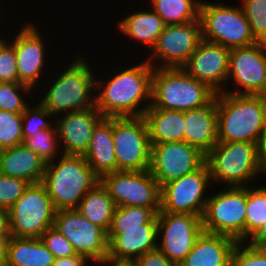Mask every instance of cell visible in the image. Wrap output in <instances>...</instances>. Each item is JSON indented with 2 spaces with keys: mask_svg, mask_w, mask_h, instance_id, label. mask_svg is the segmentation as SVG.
Masks as SVG:
<instances>
[{
  "mask_svg": "<svg viewBox=\"0 0 266 266\" xmlns=\"http://www.w3.org/2000/svg\"><path fill=\"white\" fill-rule=\"evenodd\" d=\"M140 61L106 79L96 73L95 106L103 117H142L150 107L154 67L146 59Z\"/></svg>",
  "mask_w": 266,
  "mask_h": 266,
  "instance_id": "1",
  "label": "cell"
},
{
  "mask_svg": "<svg viewBox=\"0 0 266 266\" xmlns=\"http://www.w3.org/2000/svg\"><path fill=\"white\" fill-rule=\"evenodd\" d=\"M83 55L76 53L77 57L64 65L63 71L57 69L59 74L49 73L51 80H45L48 87L41 85L45 93L39 96V102L54 116L95 106L96 72Z\"/></svg>",
  "mask_w": 266,
  "mask_h": 266,
  "instance_id": "2",
  "label": "cell"
},
{
  "mask_svg": "<svg viewBox=\"0 0 266 266\" xmlns=\"http://www.w3.org/2000/svg\"><path fill=\"white\" fill-rule=\"evenodd\" d=\"M266 127V96L217 93L218 142L257 143Z\"/></svg>",
  "mask_w": 266,
  "mask_h": 266,
  "instance_id": "3",
  "label": "cell"
},
{
  "mask_svg": "<svg viewBox=\"0 0 266 266\" xmlns=\"http://www.w3.org/2000/svg\"><path fill=\"white\" fill-rule=\"evenodd\" d=\"M99 181L84 156L62 154L46 164L41 183L58 211L77 209L82 198Z\"/></svg>",
  "mask_w": 266,
  "mask_h": 266,
  "instance_id": "4",
  "label": "cell"
},
{
  "mask_svg": "<svg viewBox=\"0 0 266 266\" xmlns=\"http://www.w3.org/2000/svg\"><path fill=\"white\" fill-rule=\"evenodd\" d=\"M216 92L183 68H154L151 104L154 108L188 111L208 105Z\"/></svg>",
  "mask_w": 266,
  "mask_h": 266,
  "instance_id": "5",
  "label": "cell"
},
{
  "mask_svg": "<svg viewBox=\"0 0 266 266\" xmlns=\"http://www.w3.org/2000/svg\"><path fill=\"white\" fill-rule=\"evenodd\" d=\"M212 184L252 186L263 175L257 144L251 142H218L207 154Z\"/></svg>",
  "mask_w": 266,
  "mask_h": 266,
  "instance_id": "6",
  "label": "cell"
},
{
  "mask_svg": "<svg viewBox=\"0 0 266 266\" xmlns=\"http://www.w3.org/2000/svg\"><path fill=\"white\" fill-rule=\"evenodd\" d=\"M222 2L201 1L200 21L202 39L233 49L258 41L253 36L244 11L239 6Z\"/></svg>",
  "mask_w": 266,
  "mask_h": 266,
  "instance_id": "7",
  "label": "cell"
},
{
  "mask_svg": "<svg viewBox=\"0 0 266 266\" xmlns=\"http://www.w3.org/2000/svg\"><path fill=\"white\" fill-rule=\"evenodd\" d=\"M221 190L209 195L201 218L203 231L245 242L247 186H224Z\"/></svg>",
  "mask_w": 266,
  "mask_h": 266,
  "instance_id": "8",
  "label": "cell"
},
{
  "mask_svg": "<svg viewBox=\"0 0 266 266\" xmlns=\"http://www.w3.org/2000/svg\"><path fill=\"white\" fill-rule=\"evenodd\" d=\"M8 211L13 237L41 238L54 226L56 210L41 182L30 184Z\"/></svg>",
  "mask_w": 266,
  "mask_h": 266,
  "instance_id": "9",
  "label": "cell"
},
{
  "mask_svg": "<svg viewBox=\"0 0 266 266\" xmlns=\"http://www.w3.org/2000/svg\"><path fill=\"white\" fill-rule=\"evenodd\" d=\"M117 171H145L151 165V144L145 118H113Z\"/></svg>",
  "mask_w": 266,
  "mask_h": 266,
  "instance_id": "10",
  "label": "cell"
},
{
  "mask_svg": "<svg viewBox=\"0 0 266 266\" xmlns=\"http://www.w3.org/2000/svg\"><path fill=\"white\" fill-rule=\"evenodd\" d=\"M209 185L213 184L205 162L196 171L161 186L160 211L202 217L209 198L207 191L211 189Z\"/></svg>",
  "mask_w": 266,
  "mask_h": 266,
  "instance_id": "11",
  "label": "cell"
},
{
  "mask_svg": "<svg viewBox=\"0 0 266 266\" xmlns=\"http://www.w3.org/2000/svg\"><path fill=\"white\" fill-rule=\"evenodd\" d=\"M232 82L229 94L266 96V43L257 42L233 48L229 55L227 85Z\"/></svg>",
  "mask_w": 266,
  "mask_h": 266,
  "instance_id": "12",
  "label": "cell"
},
{
  "mask_svg": "<svg viewBox=\"0 0 266 266\" xmlns=\"http://www.w3.org/2000/svg\"><path fill=\"white\" fill-rule=\"evenodd\" d=\"M201 41L200 20L166 25L146 60L154 68H183Z\"/></svg>",
  "mask_w": 266,
  "mask_h": 266,
  "instance_id": "13",
  "label": "cell"
},
{
  "mask_svg": "<svg viewBox=\"0 0 266 266\" xmlns=\"http://www.w3.org/2000/svg\"><path fill=\"white\" fill-rule=\"evenodd\" d=\"M54 227L70 241L78 255L95 263L93 266L107 263V233L83 217L77 209L56 211Z\"/></svg>",
  "mask_w": 266,
  "mask_h": 266,
  "instance_id": "14",
  "label": "cell"
},
{
  "mask_svg": "<svg viewBox=\"0 0 266 266\" xmlns=\"http://www.w3.org/2000/svg\"><path fill=\"white\" fill-rule=\"evenodd\" d=\"M100 181L108 189L116 207L160 208L161 187L150 170L115 171Z\"/></svg>",
  "mask_w": 266,
  "mask_h": 266,
  "instance_id": "15",
  "label": "cell"
},
{
  "mask_svg": "<svg viewBox=\"0 0 266 266\" xmlns=\"http://www.w3.org/2000/svg\"><path fill=\"white\" fill-rule=\"evenodd\" d=\"M201 216L159 211L158 248L170 260L180 264L203 232Z\"/></svg>",
  "mask_w": 266,
  "mask_h": 266,
  "instance_id": "16",
  "label": "cell"
},
{
  "mask_svg": "<svg viewBox=\"0 0 266 266\" xmlns=\"http://www.w3.org/2000/svg\"><path fill=\"white\" fill-rule=\"evenodd\" d=\"M38 27L31 20L30 23L26 21L17 32L14 31L15 36L10 33L12 38H9L8 41L14 46L19 81L40 91L37 86L42 85L41 80L44 81L41 77L44 75L43 78H45V64L47 65L49 62L46 58H50V56L47 55V44L41 34L43 32Z\"/></svg>",
  "mask_w": 266,
  "mask_h": 266,
  "instance_id": "17",
  "label": "cell"
},
{
  "mask_svg": "<svg viewBox=\"0 0 266 266\" xmlns=\"http://www.w3.org/2000/svg\"><path fill=\"white\" fill-rule=\"evenodd\" d=\"M206 155L185 141L151 144L150 171L160 187L199 169Z\"/></svg>",
  "mask_w": 266,
  "mask_h": 266,
  "instance_id": "18",
  "label": "cell"
},
{
  "mask_svg": "<svg viewBox=\"0 0 266 266\" xmlns=\"http://www.w3.org/2000/svg\"><path fill=\"white\" fill-rule=\"evenodd\" d=\"M107 263L131 265L146 252L158 248V224L110 227Z\"/></svg>",
  "mask_w": 266,
  "mask_h": 266,
  "instance_id": "19",
  "label": "cell"
},
{
  "mask_svg": "<svg viewBox=\"0 0 266 266\" xmlns=\"http://www.w3.org/2000/svg\"><path fill=\"white\" fill-rule=\"evenodd\" d=\"M230 51L225 46L202 39L183 69L216 93L224 92L228 88Z\"/></svg>",
  "mask_w": 266,
  "mask_h": 266,
  "instance_id": "20",
  "label": "cell"
},
{
  "mask_svg": "<svg viewBox=\"0 0 266 266\" xmlns=\"http://www.w3.org/2000/svg\"><path fill=\"white\" fill-rule=\"evenodd\" d=\"M102 117L96 106L56 116L55 125L62 154L84 156L90 144L94 126Z\"/></svg>",
  "mask_w": 266,
  "mask_h": 266,
  "instance_id": "21",
  "label": "cell"
},
{
  "mask_svg": "<svg viewBox=\"0 0 266 266\" xmlns=\"http://www.w3.org/2000/svg\"><path fill=\"white\" fill-rule=\"evenodd\" d=\"M184 141L205 155L218 143L217 94L208 104L184 111Z\"/></svg>",
  "mask_w": 266,
  "mask_h": 266,
  "instance_id": "22",
  "label": "cell"
},
{
  "mask_svg": "<svg viewBox=\"0 0 266 266\" xmlns=\"http://www.w3.org/2000/svg\"><path fill=\"white\" fill-rule=\"evenodd\" d=\"M237 243L231 237L203 231L179 266H231L232 252Z\"/></svg>",
  "mask_w": 266,
  "mask_h": 266,
  "instance_id": "23",
  "label": "cell"
},
{
  "mask_svg": "<svg viewBox=\"0 0 266 266\" xmlns=\"http://www.w3.org/2000/svg\"><path fill=\"white\" fill-rule=\"evenodd\" d=\"M143 10L133 11L130 14H126V17H121V20L117 21L115 25L121 35L136 44H142L147 46V51L151 53L152 49L156 45L158 37L164 30L166 24L162 17L157 14L150 6H147ZM120 30V31H119ZM135 40V41H134ZM135 42H137L135 44Z\"/></svg>",
  "mask_w": 266,
  "mask_h": 266,
  "instance_id": "24",
  "label": "cell"
},
{
  "mask_svg": "<svg viewBox=\"0 0 266 266\" xmlns=\"http://www.w3.org/2000/svg\"><path fill=\"white\" fill-rule=\"evenodd\" d=\"M84 157L100 179L108 173L117 171L113 141V118L102 117L94 126V132Z\"/></svg>",
  "mask_w": 266,
  "mask_h": 266,
  "instance_id": "25",
  "label": "cell"
},
{
  "mask_svg": "<svg viewBox=\"0 0 266 266\" xmlns=\"http://www.w3.org/2000/svg\"><path fill=\"white\" fill-rule=\"evenodd\" d=\"M45 169V161L24 144L4 149L1 152L0 174L35 184L42 181Z\"/></svg>",
  "mask_w": 266,
  "mask_h": 266,
  "instance_id": "26",
  "label": "cell"
},
{
  "mask_svg": "<svg viewBox=\"0 0 266 266\" xmlns=\"http://www.w3.org/2000/svg\"><path fill=\"white\" fill-rule=\"evenodd\" d=\"M143 117L148 126L150 144L184 141V111L150 106Z\"/></svg>",
  "mask_w": 266,
  "mask_h": 266,
  "instance_id": "27",
  "label": "cell"
},
{
  "mask_svg": "<svg viewBox=\"0 0 266 266\" xmlns=\"http://www.w3.org/2000/svg\"><path fill=\"white\" fill-rule=\"evenodd\" d=\"M54 255L40 238L11 236L7 245L6 264L9 266H52Z\"/></svg>",
  "mask_w": 266,
  "mask_h": 266,
  "instance_id": "28",
  "label": "cell"
},
{
  "mask_svg": "<svg viewBox=\"0 0 266 266\" xmlns=\"http://www.w3.org/2000/svg\"><path fill=\"white\" fill-rule=\"evenodd\" d=\"M115 209L116 204L101 181L86 193L77 208L83 217L106 233L110 230Z\"/></svg>",
  "mask_w": 266,
  "mask_h": 266,
  "instance_id": "29",
  "label": "cell"
},
{
  "mask_svg": "<svg viewBox=\"0 0 266 266\" xmlns=\"http://www.w3.org/2000/svg\"><path fill=\"white\" fill-rule=\"evenodd\" d=\"M148 4L166 25L200 20L201 0H148L146 5Z\"/></svg>",
  "mask_w": 266,
  "mask_h": 266,
  "instance_id": "30",
  "label": "cell"
},
{
  "mask_svg": "<svg viewBox=\"0 0 266 266\" xmlns=\"http://www.w3.org/2000/svg\"><path fill=\"white\" fill-rule=\"evenodd\" d=\"M264 185V186H263ZM247 186L245 213V242L248 241L266 221V185Z\"/></svg>",
  "mask_w": 266,
  "mask_h": 266,
  "instance_id": "31",
  "label": "cell"
},
{
  "mask_svg": "<svg viewBox=\"0 0 266 266\" xmlns=\"http://www.w3.org/2000/svg\"><path fill=\"white\" fill-rule=\"evenodd\" d=\"M34 92L36 93L32 87L24 83L0 82V110L23 113L30 102H33Z\"/></svg>",
  "mask_w": 266,
  "mask_h": 266,
  "instance_id": "32",
  "label": "cell"
},
{
  "mask_svg": "<svg viewBox=\"0 0 266 266\" xmlns=\"http://www.w3.org/2000/svg\"><path fill=\"white\" fill-rule=\"evenodd\" d=\"M22 144L37 153L46 164L62 155L55 124L50 129H44L29 138H23Z\"/></svg>",
  "mask_w": 266,
  "mask_h": 266,
  "instance_id": "33",
  "label": "cell"
},
{
  "mask_svg": "<svg viewBox=\"0 0 266 266\" xmlns=\"http://www.w3.org/2000/svg\"><path fill=\"white\" fill-rule=\"evenodd\" d=\"M160 208L142 206L116 207L111 227H132L140 224H158L157 214Z\"/></svg>",
  "mask_w": 266,
  "mask_h": 266,
  "instance_id": "34",
  "label": "cell"
},
{
  "mask_svg": "<svg viewBox=\"0 0 266 266\" xmlns=\"http://www.w3.org/2000/svg\"><path fill=\"white\" fill-rule=\"evenodd\" d=\"M53 119H55V116L38 100L36 103L34 102V104L32 102L22 113L23 137L29 138L36 132L50 129L55 124V120Z\"/></svg>",
  "mask_w": 266,
  "mask_h": 266,
  "instance_id": "35",
  "label": "cell"
},
{
  "mask_svg": "<svg viewBox=\"0 0 266 266\" xmlns=\"http://www.w3.org/2000/svg\"><path fill=\"white\" fill-rule=\"evenodd\" d=\"M22 113L0 110V148H12L23 143Z\"/></svg>",
  "mask_w": 266,
  "mask_h": 266,
  "instance_id": "36",
  "label": "cell"
},
{
  "mask_svg": "<svg viewBox=\"0 0 266 266\" xmlns=\"http://www.w3.org/2000/svg\"><path fill=\"white\" fill-rule=\"evenodd\" d=\"M250 29L259 42L266 43V0H239Z\"/></svg>",
  "mask_w": 266,
  "mask_h": 266,
  "instance_id": "37",
  "label": "cell"
},
{
  "mask_svg": "<svg viewBox=\"0 0 266 266\" xmlns=\"http://www.w3.org/2000/svg\"><path fill=\"white\" fill-rule=\"evenodd\" d=\"M29 185L26 180L0 174V209L9 210Z\"/></svg>",
  "mask_w": 266,
  "mask_h": 266,
  "instance_id": "38",
  "label": "cell"
},
{
  "mask_svg": "<svg viewBox=\"0 0 266 266\" xmlns=\"http://www.w3.org/2000/svg\"><path fill=\"white\" fill-rule=\"evenodd\" d=\"M55 259L77 255L73 245L56 227H49L40 238Z\"/></svg>",
  "mask_w": 266,
  "mask_h": 266,
  "instance_id": "39",
  "label": "cell"
},
{
  "mask_svg": "<svg viewBox=\"0 0 266 266\" xmlns=\"http://www.w3.org/2000/svg\"><path fill=\"white\" fill-rule=\"evenodd\" d=\"M231 266H266V256L248 242H238L232 252Z\"/></svg>",
  "mask_w": 266,
  "mask_h": 266,
  "instance_id": "40",
  "label": "cell"
},
{
  "mask_svg": "<svg viewBox=\"0 0 266 266\" xmlns=\"http://www.w3.org/2000/svg\"><path fill=\"white\" fill-rule=\"evenodd\" d=\"M0 82L21 83L14 46L8 40L0 47Z\"/></svg>",
  "mask_w": 266,
  "mask_h": 266,
  "instance_id": "41",
  "label": "cell"
},
{
  "mask_svg": "<svg viewBox=\"0 0 266 266\" xmlns=\"http://www.w3.org/2000/svg\"><path fill=\"white\" fill-rule=\"evenodd\" d=\"M131 266H179V264L170 261L159 248H156L141 255Z\"/></svg>",
  "mask_w": 266,
  "mask_h": 266,
  "instance_id": "42",
  "label": "cell"
},
{
  "mask_svg": "<svg viewBox=\"0 0 266 266\" xmlns=\"http://www.w3.org/2000/svg\"><path fill=\"white\" fill-rule=\"evenodd\" d=\"M90 263L92 262L88 258L77 254L70 257L57 258L52 266H89L87 264Z\"/></svg>",
  "mask_w": 266,
  "mask_h": 266,
  "instance_id": "43",
  "label": "cell"
},
{
  "mask_svg": "<svg viewBox=\"0 0 266 266\" xmlns=\"http://www.w3.org/2000/svg\"><path fill=\"white\" fill-rule=\"evenodd\" d=\"M257 154L259 163L263 172V176L266 175V127L261 132L257 141Z\"/></svg>",
  "mask_w": 266,
  "mask_h": 266,
  "instance_id": "44",
  "label": "cell"
},
{
  "mask_svg": "<svg viewBox=\"0 0 266 266\" xmlns=\"http://www.w3.org/2000/svg\"><path fill=\"white\" fill-rule=\"evenodd\" d=\"M0 236H11L9 211L0 209Z\"/></svg>",
  "mask_w": 266,
  "mask_h": 266,
  "instance_id": "45",
  "label": "cell"
},
{
  "mask_svg": "<svg viewBox=\"0 0 266 266\" xmlns=\"http://www.w3.org/2000/svg\"><path fill=\"white\" fill-rule=\"evenodd\" d=\"M11 236H0V265L6 263L7 245Z\"/></svg>",
  "mask_w": 266,
  "mask_h": 266,
  "instance_id": "46",
  "label": "cell"
},
{
  "mask_svg": "<svg viewBox=\"0 0 266 266\" xmlns=\"http://www.w3.org/2000/svg\"><path fill=\"white\" fill-rule=\"evenodd\" d=\"M247 242L253 245L257 250H259L263 255L266 256V237L250 238Z\"/></svg>",
  "mask_w": 266,
  "mask_h": 266,
  "instance_id": "47",
  "label": "cell"
},
{
  "mask_svg": "<svg viewBox=\"0 0 266 266\" xmlns=\"http://www.w3.org/2000/svg\"><path fill=\"white\" fill-rule=\"evenodd\" d=\"M263 237H266V221L251 238H263Z\"/></svg>",
  "mask_w": 266,
  "mask_h": 266,
  "instance_id": "48",
  "label": "cell"
},
{
  "mask_svg": "<svg viewBox=\"0 0 266 266\" xmlns=\"http://www.w3.org/2000/svg\"><path fill=\"white\" fill-rule=\"evenodd\" d=\"M6 35L7 34L3 35L2 37L0 36V47L8 40V38L6 37Z\"/></svg>",
  "mask_w": 266,
  "mask_h": 266,
  "instance_id": "49",
  "label": "cell"
},
{
  "mask_svg": "<svg viewBox=\"0 0 266 266\" xmlns=\"http://www.w3.org/2000/svg\"><path fill=\"white\" fill-rule=\"evenodd\" d=\"M104 265L105 266H131V265H128V264H111V263H105Z\"/></svg>",
  "mask_w": 266,
  "mask_h": 266,
  "instance_id": "50",
  "label": "cell"
},
{
  "mask_svg": "<svg viewBox=\"0 0 266 266\" xmlns=\"http://www.w3.org/2000/svg\"><path fill=\"white\" fill-rule=\"evenodd\" d=\"M0 10H1V8H0ZM2 12H0V14H1ZM2 18H0V20H1ZM2 29H0V31H1ZM1 34V36L3 35L2 33H0Z\"/></svg>",
  "mask_w": 266,
  "mask_h": 266,
  "instance_id": "51",
  "label": "cell"
}]
</instances>
